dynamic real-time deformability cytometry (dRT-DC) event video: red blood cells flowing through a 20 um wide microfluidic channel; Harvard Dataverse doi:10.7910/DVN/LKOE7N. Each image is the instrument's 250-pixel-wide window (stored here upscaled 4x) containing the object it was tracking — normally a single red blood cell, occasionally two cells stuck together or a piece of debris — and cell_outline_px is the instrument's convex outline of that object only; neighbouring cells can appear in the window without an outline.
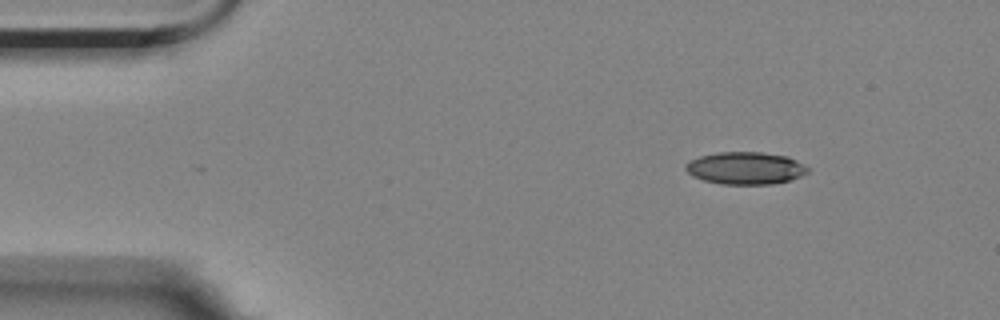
{"species": "Egyptian fruit bat (a non-hibernating species)", "species_latin": "Rousettus aegyptiacus", "temperature_condition": "room temperature", "stored_images_in_passage": 4, "camera_frame_rate_fps": 3000, "um_per_image_px": 0.085, "animal": {"sex": "female"}, "frame": {"image": 1, "passage_image": 1, "time_ms": 0.0, "image_size_px": [1000, 320], "cell_outline_px": [[808, 172], [800, 176], [788, 180], [772, 184], [724, 184], [704, 180], [692, 176], [684, 168], [684, 164], [700, 156], [716, 152], [760, 152], [788, 156], [796, 160], [808, 168]], "centroid_in_image_um": [63.34, 14.28], "position_along_channel_um": 21.7, "area_um2": 22.89}}